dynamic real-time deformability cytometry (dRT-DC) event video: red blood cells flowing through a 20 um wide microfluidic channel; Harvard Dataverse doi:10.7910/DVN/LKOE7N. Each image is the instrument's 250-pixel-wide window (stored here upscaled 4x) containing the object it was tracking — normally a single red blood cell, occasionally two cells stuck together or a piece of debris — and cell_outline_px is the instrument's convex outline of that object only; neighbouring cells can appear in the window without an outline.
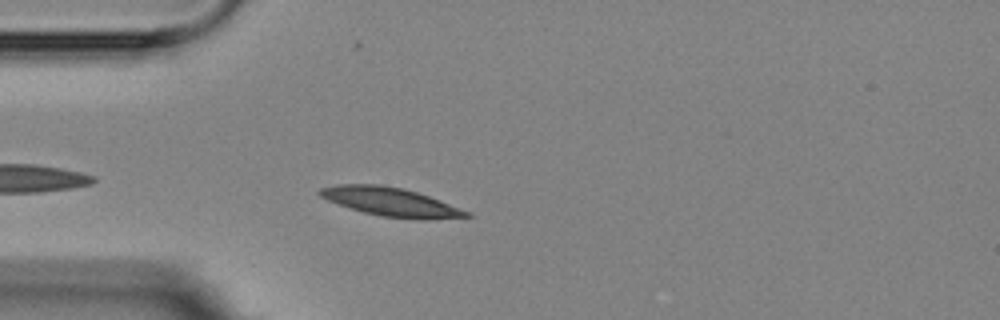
{"species": "Egyptian fruit bat (a non-hibernating species)", "species_latin": "Rousettus aegyptiacus", "temperature_condition": "room temperature", "stored_images_in_passage": 4, "camera_frame_rate_fps": 3000, "um_per_image_px": 0.085, "animal": {"sex": "female"}, "frame": {"image": 1, "passage_image": 3, "time_ms": 2.333, "image_size_px": [1000, 320], "cell_outline_px": [[472, 216], [428, 220], [420, 220], [384, 216], [364, 212], [348, 208], [328, 200], [320, 196], [316, 192], [320, 188], [336, 184], [380, 184], [400, 188], [416, 192], [440, 200], [472, 212]], "centroid_in_image_um": [33.22, 17.16], "position_along_channel_um": 51.8, "area_um2": 24.51}}